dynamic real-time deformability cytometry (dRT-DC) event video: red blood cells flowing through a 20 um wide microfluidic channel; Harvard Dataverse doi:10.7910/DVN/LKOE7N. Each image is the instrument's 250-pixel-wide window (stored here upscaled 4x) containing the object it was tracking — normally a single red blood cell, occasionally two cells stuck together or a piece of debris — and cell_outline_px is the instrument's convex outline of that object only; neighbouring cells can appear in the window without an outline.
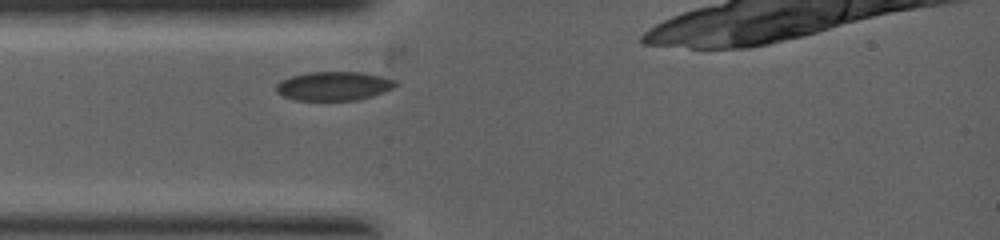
{"species": "common noctule bat (a hibernating species)", "species_latin": "Nyctalus noctula", "temperature_condition": "warm", "stored_images_in_passage": 1, "camera_frame_rate_fps": 5000, "um_per_image_px": 0.085, "animal": {"sex": "female", "body_mass_g": 19.0, "forearm_length_mm": 53.3}, "frame": {"image": 1, "passage_image": 1, "time_ms": 0.0, "image_size_px": [1000, 240], "cell_outline_px": [[396, 84], [392, 88], [384, 92], [372, 96], [356, 100], [296, 100], [284, 96], [276, 92], [276, 84], [280, 80], [292, 76], [308, 72], [360, 72], [380, 76], [396, 80]], "centroid_in_image_um": [28.35, 7.31], "position_along_channel_um": 56.7, "area_um2": 20.0}}